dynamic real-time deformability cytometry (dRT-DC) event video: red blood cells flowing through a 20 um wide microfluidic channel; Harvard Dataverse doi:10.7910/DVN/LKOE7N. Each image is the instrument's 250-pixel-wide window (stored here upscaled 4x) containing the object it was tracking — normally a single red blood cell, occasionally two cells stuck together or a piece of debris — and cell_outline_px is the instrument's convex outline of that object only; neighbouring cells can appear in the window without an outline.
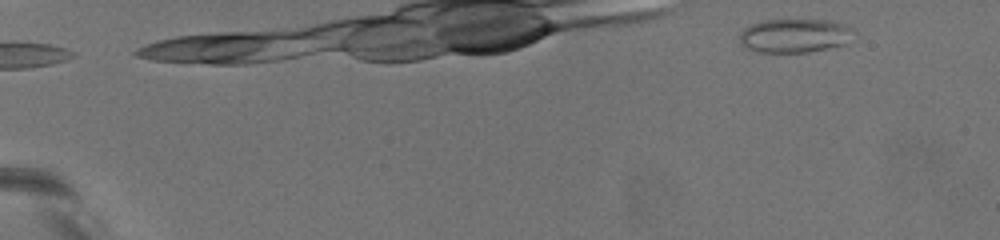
{"species": "common noctule bat (a hibernating species)", "species_latin": "Nyctalus noctula", "temperature_condition": "warm", "stored_images_in_passage": 51, "camera_frame_rate_fps": 3000, "um_per_image_px": 0.085, "animal": {"sex": "female", "body_mass_g": 19.5, "forearm_length_mm": 54.1}, "frame": {"image": 1, "passage_image": 1, "time_ms": 0.0, "image_size_px": [1000, 240], "cell_outline_px": [[856, 32], [848, 44], [808, 52], [760, 52], [744, 48], [740, 44], [740, 32], [744, 28], [752, 24], [764, 20], [828, 20], [844, 24], [852, 28]], "centroid_in_image_um": [67.58, 3.03], "position_along_channel_um": 17.4, "area_um2": 22.77}}
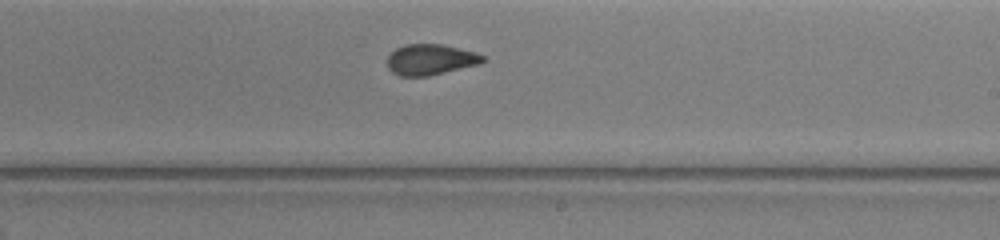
{"frame": {"image": 2, "passage_image": 38, "time_ms": 12.333, "image_size_px": [1000, 240], "cell_outline_px": [[488, 60], [480, 64], [428, 76], [400, 76], [392, 72], [388, 68], [388, 56], [396, 48], [404, 44], [440, 44], [476, 52], [484, 56]], "centroid_in_image_um": [36.61, 5.06], "position_along_channel_um": 252.4, "area_um2": 17.17}}
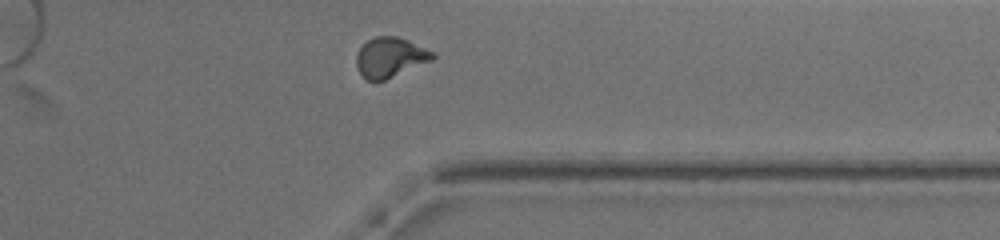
{"frame": {"image": 3, "passage_image": 50, "time_ms": 16.333, "image_size_px": [1000, 240], "cell_outline_px": [[436, 56], [432, 60], [384, 80], [364, 80], [356, 64], [356, 56], [360, 48], [368, 40], [376, 36], [396, 36], [408, 40], [436, 52]], "centroid_in_image_um": [33.18, 4.86], "position_along_channel_um": 378.2, "area_um2": 17.63}, "authors_computed_cell_mechanics": {"area_um2": 18.2648, "velocity_mm_per_s": 3.169, "shape_relaxation_time_tau1_ms": null, "shape_relaxation_time_tau2_ms": 1.4194, "deformation_change_tau1": null, "deformation_change_tau2": 0.0814}}